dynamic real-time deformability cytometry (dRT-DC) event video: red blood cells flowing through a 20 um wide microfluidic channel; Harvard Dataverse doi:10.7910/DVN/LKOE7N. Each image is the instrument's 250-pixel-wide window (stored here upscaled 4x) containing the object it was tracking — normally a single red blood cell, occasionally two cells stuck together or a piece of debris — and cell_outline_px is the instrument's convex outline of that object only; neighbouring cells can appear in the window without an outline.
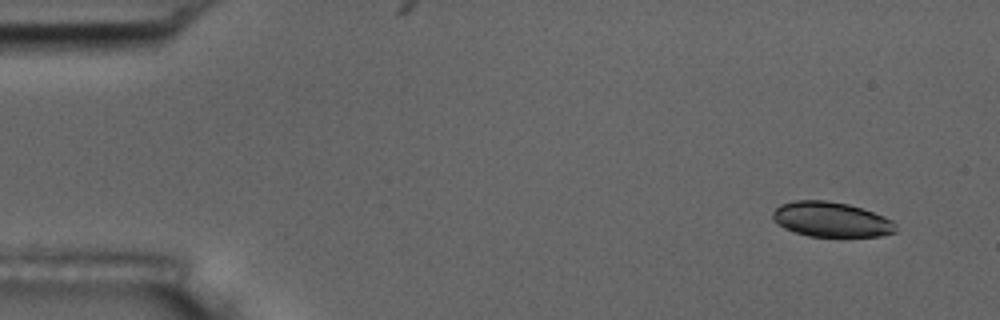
{"species": "common noctule bat (a hibernating species)", "species_latin": "Nyctalus noctula", "temperature_condition": "room temperature", "stored_images_in_passage": 5, "camera_frame_rate_fps": 3000, "um_per_image_px": 0.085, "animal": {"sex": "male", "body_mass_g": 17.5, "forearm_length_mm": 52.3}, "frame": {"image": 1, "passage_image": 1, "time_ms": 0.0, "image_size_px": [1000, 320], "cell_outline_px": [[896, 232], [880, 236], [808, 236], [784, 228], [776, 224], [772, 220], [772, 212], [780, 204], [792, 200], [824, 200], [848, 204], [884, 216], [892, 220], [896, 224]], "centroid_in_image_um": [70.61, 18.65], "position_along_channel_um": 14.4, "area_um2": 25.09}}
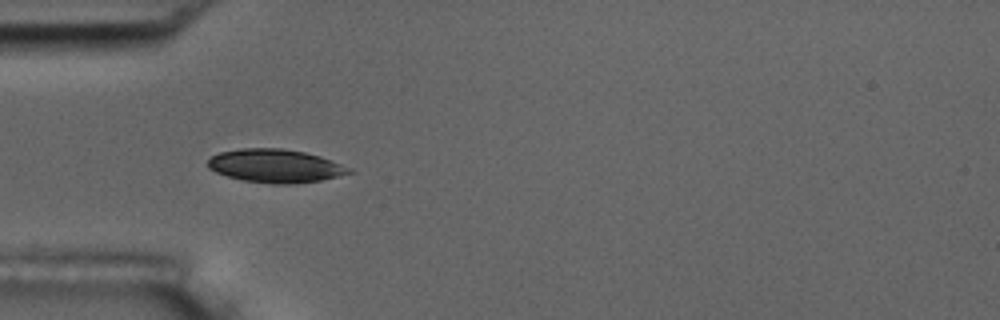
{"frame": {"image": 2, "passage_image": 4, "time_ms": 4.333, "image_size_px": [1000, 320], "cell_outline_px": [[356, 172], [320, 180], [292, 184], [272, 184], [244, 180], [228, 176], [216, 172], [208, 168], [208, 160], [212, 156], [220, 152], [240, 148], [280, 148], [304, 152], [320, 156], [352, 168]], "centroid_in_image_um": [23.43, 14.1], "position_along_channel_um": 61.6, "area_um2": 27.4}}